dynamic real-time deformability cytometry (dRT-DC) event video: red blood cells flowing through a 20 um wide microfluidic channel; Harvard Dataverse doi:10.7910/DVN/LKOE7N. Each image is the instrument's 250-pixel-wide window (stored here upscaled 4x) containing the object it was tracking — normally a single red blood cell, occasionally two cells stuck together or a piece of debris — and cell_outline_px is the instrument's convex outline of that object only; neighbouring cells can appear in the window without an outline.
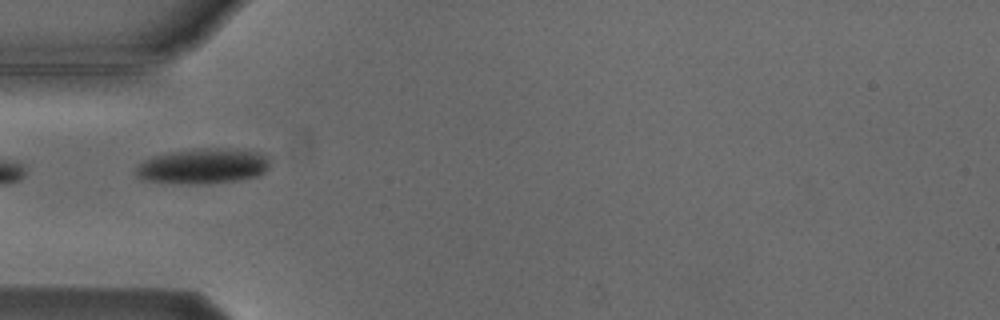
{"species": "Egyptian fruit bat (a non-hibernating species)", "species_latin": "Rousettus aegyptiacus", "temperature_condition": "cold", "stored_images_in_passage": 6, "camera_frame_rate_fps": 3000, "um_per_image_px": 0.085, "animal": {"sex": "male"}, "frame": {"image": 1, "passage_image": 5, "time_ms": 5.0, "image_size_px": [1000, 320], "cell_outline_px": [[268, 168], [264, 172], [256, 176], [236, 180], [208, 184], [180, 184], [140, 180], [136, 176], [136, 168], [144, 160], [152, 156], [168, 152], [192, 148], [228, 148], [260, 152], [268, 156]], "centroid_in_image_um": [17.21, 14.12], "position_along_channel_um": 67.8, "area_um2": 27.98}}